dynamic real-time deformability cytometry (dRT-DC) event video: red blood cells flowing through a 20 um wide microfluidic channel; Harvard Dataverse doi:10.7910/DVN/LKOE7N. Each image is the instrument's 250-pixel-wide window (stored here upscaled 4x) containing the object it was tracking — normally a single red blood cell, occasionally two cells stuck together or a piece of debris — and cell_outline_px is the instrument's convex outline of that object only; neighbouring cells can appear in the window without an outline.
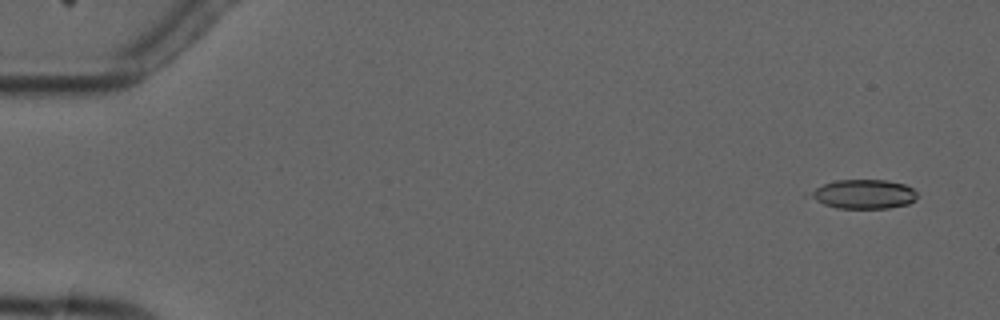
{"species": "common noctule bat (a hibernating species)", "species_latin": "Nyctalus noctula", "temperature_condition": "cold", "stored_images_in_passage": 5, "camera_frame_rate_fps": 3000, "um_per_image_px": 0.085, "animal": {"sex": "male", "forearm_length_mm": 52.5}, "frame": {"image": 1, "passage_image": 1, "time_ms": 0.0, "image_size_px": [1000, 320], "cell_outline_px": [[916, 200], [908, 204], [888, 208], [836, 208], [824, 204], [804, 196], [804, 192], [824, 184], [836, 180], [888, 180], [904, 184], [912, 188], [916, 192]], "centroid_in_image_um": [73.33, 16.5], "position_along_channel_um": 11.7, "area_um2": 18.5}}